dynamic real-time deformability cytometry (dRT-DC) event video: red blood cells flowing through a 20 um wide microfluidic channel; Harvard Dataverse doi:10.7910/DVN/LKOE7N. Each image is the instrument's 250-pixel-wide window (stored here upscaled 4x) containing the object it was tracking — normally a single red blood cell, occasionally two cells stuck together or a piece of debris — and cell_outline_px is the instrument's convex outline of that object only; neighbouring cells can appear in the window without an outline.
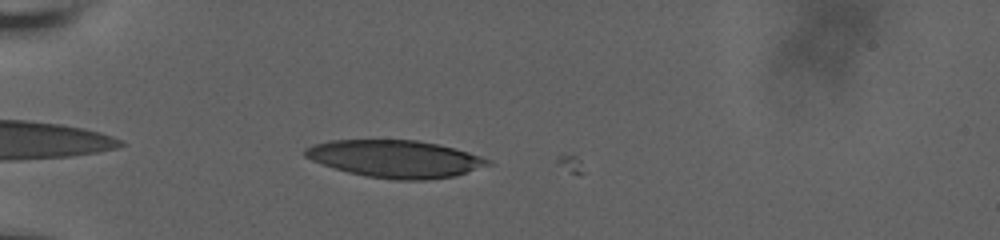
{"species": "human", "species_latin": "Homo sapiens", "temperature_condition": "room temperature", "stored_images_in_passage": 7, "camera_frame_rate_fps": 3000, "um_per_image_px": 0.085, "donor": {"sex": "male"}, "frame": {"image": 1, "passage_image": 6, "time_ms": 1.667, "image_size_px": [1000, 240], "cell_outline_px": [[496, 164], [456, 176], [424, 180], [396, 180], [364, 176], [348, 172], [312, 160], [304, 156], [304, 148], [312, 144], [332, 140], [416, 140], [436, 144], [468, 152], [492, 160]], "centroid_in_image_um": [33.65, 13.51], "position_along_channel_um": 51.4, "area_um2": 39.88}}